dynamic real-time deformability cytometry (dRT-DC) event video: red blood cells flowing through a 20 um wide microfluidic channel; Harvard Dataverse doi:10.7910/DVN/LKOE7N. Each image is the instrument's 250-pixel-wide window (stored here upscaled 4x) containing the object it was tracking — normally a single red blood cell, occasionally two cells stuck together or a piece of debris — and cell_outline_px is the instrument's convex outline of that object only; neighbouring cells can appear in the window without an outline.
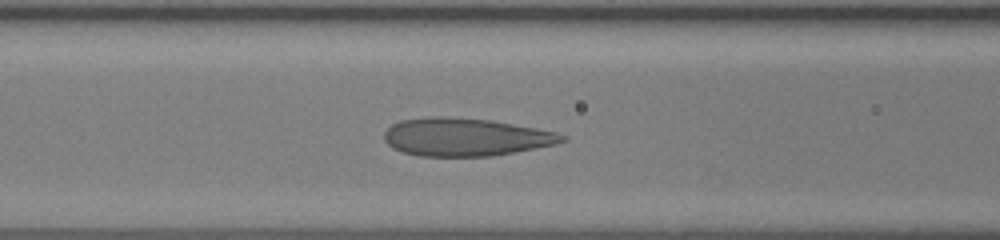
{"species": "human", "species_latin": "Homo sapiens", "temperature_condition": "room temperature", "stored_images_in_passage": 38, "camera_frame_rate_fps": 3000, "um_per_image_px": 0.085, "donor": {"sex": "female"}, "frame": {"image": 1, "passage_image": 10, "time_ms": 3.0, "image_size_px": [1000, 240], "cell_outline_px": [[568, 140], [556, 144], [536, 148], [492, 156], [420, 156], [404, 152], [392, 148], [384, 140], [384, 132], [392, 124], [400, 120], [428, 116], [440, 116], [488, 120], [536, 128], [556, 132], [568, 136]], "centroid_in_image_um": [39.56, 11.65], "position_along_channel_um": 127.0, "area_um2": 39.3}}
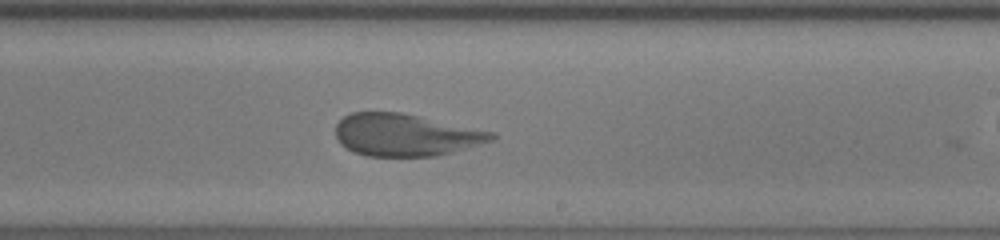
{"frame": {"image": 2, "passage_image": 19, "time_ms": 6.0, "image_size_px": [1000, 240], "cell_outline_px": [[496, 136], [492, 140], [480, 144], [436, 156], [368, 156], [352, 152], [340, 144], [336, 136], [336, 124], [344, 116], [352, 112], [400, 112], [420, 116], [496, 132]], "centroid_in_image_um": [34.45, 11.46], "position_along_channel_um": 254.5, "area_um2": 38.38}}
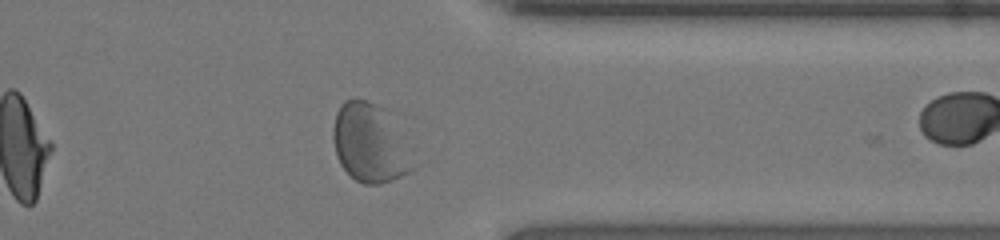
{"frame": {"image": 3, "passage_image": 28, "time_ms": 9.0, "image_size_px": [1000, 240], "cell_outline_px": [[420, 164], [416, 168], [392, 180], [380, 184], [364, 184], [356, 180], [340, 164], [332, 140], [332, 128], [336, 112], [340, 104], [344, 100], [356, 96], [368, 100], [384, 108]], "centroid_in_image_um": [31.46, 12.15], "position_along_channel_um": 379.9, "area_um2": 37.28}}